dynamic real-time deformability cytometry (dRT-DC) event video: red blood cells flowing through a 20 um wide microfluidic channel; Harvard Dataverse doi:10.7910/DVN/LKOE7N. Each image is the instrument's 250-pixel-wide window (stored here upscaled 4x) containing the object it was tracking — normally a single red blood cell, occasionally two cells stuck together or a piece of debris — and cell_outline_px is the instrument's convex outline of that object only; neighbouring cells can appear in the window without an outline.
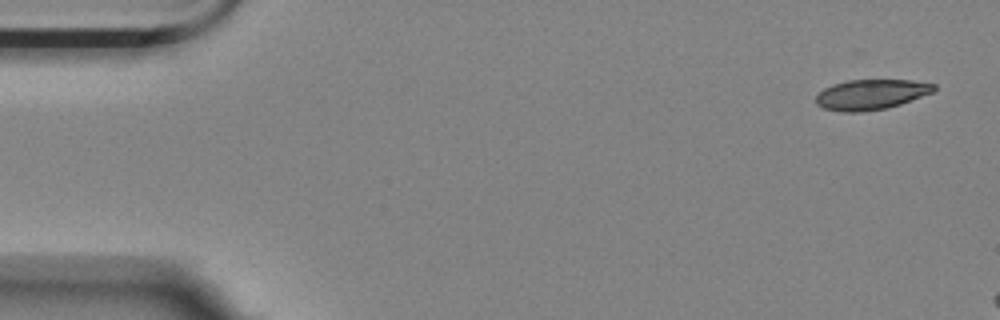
{"species": "Egyptian fruit bat (a non-hibernating species)", "species_latin": "Rousettus aegyptiacus", "temperature_condition": "room temperature", "stored_images_in_passage": 3, "camera_frame_rate_fps": 3000, "um_per_image_px": 0.085, "animal": {"sex": "female"}, "frame": {"image": 1, "passage_image": 1, "time_ms": 0.0, "image_size_px": [1000, 320], "cell_outline_px": [[936, 88], [932, 92], [900, 104], [884, 108], [860, 112], [844, 112], [824, 108], [816, 104], [816, 96], [824, 88], [832, 84], [848, 80], [912, 80], [936, 84]], "centroid_in_image_um": [74.02, 8.02], "position_along_channel_um": 11.0, "area_um2": 20.58}}